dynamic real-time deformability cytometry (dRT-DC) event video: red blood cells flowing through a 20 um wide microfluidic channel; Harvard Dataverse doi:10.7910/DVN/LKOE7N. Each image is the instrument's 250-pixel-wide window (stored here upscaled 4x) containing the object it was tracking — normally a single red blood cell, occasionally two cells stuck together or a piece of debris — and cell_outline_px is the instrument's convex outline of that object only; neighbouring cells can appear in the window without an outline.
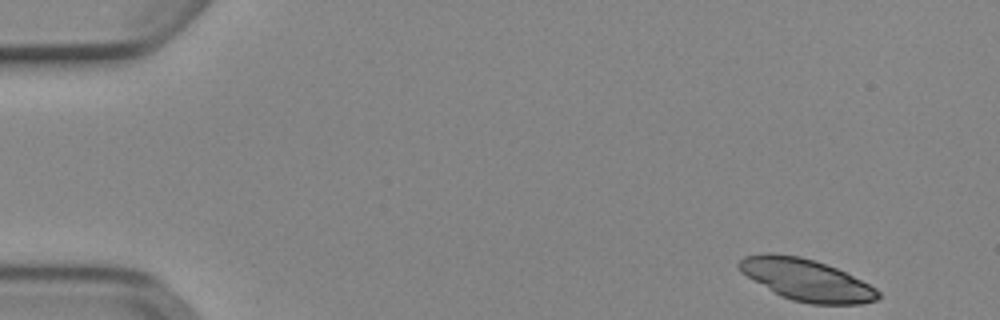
{"species": "Egyptian fruit bat (a non-hibernating species)", "species_latin": "Rousettus aegyptiacus", "temperature_condition": "cold", "stored_images_in_passage": 49, "camera_frame_rate_fps": 3000, "um_per_image_px": 0.085, "animal": {"sex": "female"}, "frame": {"image": 1, "passage_image": 1, "time_ms": 0.0, "image_size_px": [1000, 320], "cell_outline_px": [[880, 296], [876, 300], [860, 304], [812, 304], [792, 300], [780, 296], [740, 272], [736, 264], [744, 256], [768, 252], [772, 252], [800, 256], [836, 268], [876, 288], [880, 292]], "centroid_in_image_um": [68.5, 23.78], "position_along_channel_um": 16.5, "area_um2": 33.64}}